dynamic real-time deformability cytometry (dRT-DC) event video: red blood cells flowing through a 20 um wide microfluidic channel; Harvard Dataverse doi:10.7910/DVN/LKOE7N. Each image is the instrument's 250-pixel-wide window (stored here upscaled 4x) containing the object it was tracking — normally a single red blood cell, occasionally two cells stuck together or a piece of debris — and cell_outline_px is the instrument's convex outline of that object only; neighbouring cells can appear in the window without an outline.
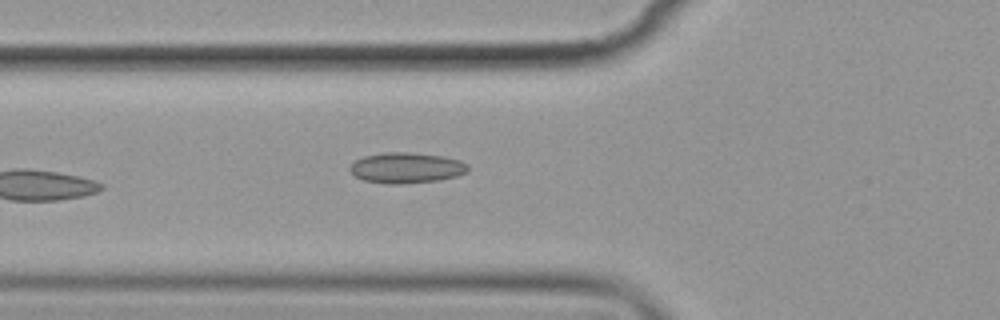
{"species": "common noctule bat (a hibernating species)", "species_latin": "Nyctalus noctula", "temperature_condition": "cold", "stored_images_in_passage": 6, "camera_frame_rate_fps": 3000, "um_per_image_px": 0.085, "animal": {"sex": "female", "body_mass_g": 19.9}, "frame": {"image": 1, "passage_image": 6, "time_ms": 6.0, "image_size_px": [1000, 320], "cell_outline_px": [[468, 172], [456, 176], [436, 180], [400, 184], [388, 184], [364, 180], [356, 176], [348, 168], [356, 160], [364, 156], [384, 152], [408, 152], [444, 156], [460, 160], [468, 164]], "centroid_in_image_um": [34.56, 14.25], "position_along_channel_um": 91.2, "area_um2": 20.98}}